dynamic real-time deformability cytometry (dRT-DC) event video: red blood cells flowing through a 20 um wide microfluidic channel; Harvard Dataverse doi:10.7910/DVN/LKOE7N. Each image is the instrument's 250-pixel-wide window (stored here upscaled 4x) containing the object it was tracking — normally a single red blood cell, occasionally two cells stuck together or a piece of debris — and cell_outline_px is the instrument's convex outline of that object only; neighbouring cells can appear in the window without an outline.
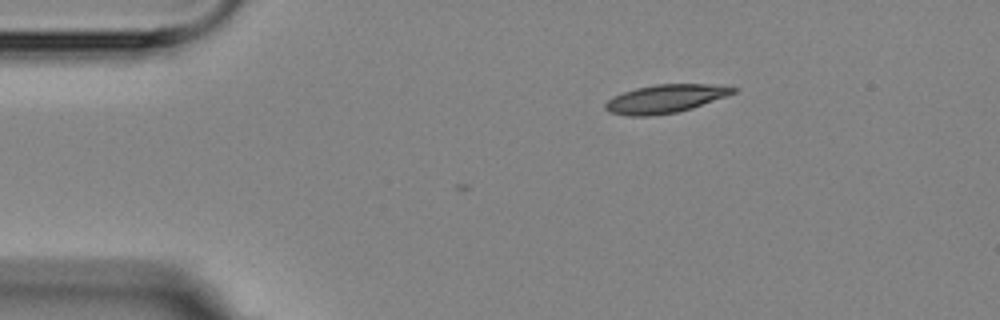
{"species": "Egyptian fruit bat (a non-hibernating species)", "species_latin": "Rousettus aegyptiacus", "temperature_condition": "room temperature", "stored_images_in_passage": 2, "segment_of_instrument_passage": [1, 2], "camera_frame_rate_fps": 3000, "um_per_image_px": 0.085, "animal": {"sex": "female"}, "frame": {"image": 1, "passage_image": 1, "time_ms": 0.0, "image_size_px": [1000, 320], "cell_outline_px": [[740, 88], [736, 92], [728, 96], [692, 108], [676, 112], [648, 116], [624, 116], [608, 112], [604, 108], [604, 104], [612, 96], [636, 88], [656, 84], [708, 84]], "centroid_in_image_um": [56.54, 8.4], "position_along_channel_um": 28.5, "area_um2": 21.21}}